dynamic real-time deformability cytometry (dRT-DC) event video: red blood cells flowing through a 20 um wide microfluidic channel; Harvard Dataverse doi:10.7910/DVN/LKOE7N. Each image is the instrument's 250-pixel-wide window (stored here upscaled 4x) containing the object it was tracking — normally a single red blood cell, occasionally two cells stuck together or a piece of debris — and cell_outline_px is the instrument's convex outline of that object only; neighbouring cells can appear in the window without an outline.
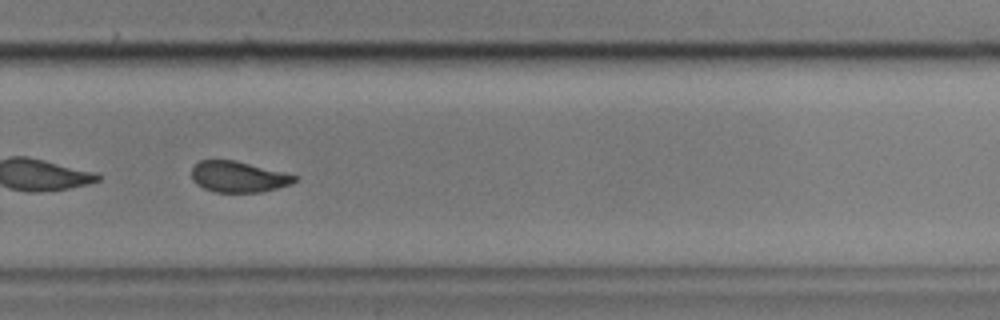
{"species": "common noctule bat (a hibernating species)", "species_latin": "Nyctalus noctula", "temperature_condition": "cold", "stored_images_in_passage": 43, "camera_frame_rate_fps": 3000, "um_per_image_px": 0.085, "animal": {"sex": "male", "body_mass_g": 17.9, "forearm_length_mm": 54.2}, "frame": {"image": 1, "passage_image": 25, "time_ms": 8.0, "image_size_px": [1000, 320], "cell_outline_px": [[300, 176], [292, 184], [260, 192], [216, 192], [204, 188], [196, 184], [192, 180], [192, 164], [200, 160], [236, 160]], "centroid_in_image_um": [20.25, 15.01], "position_along_channel_um": 309.5, "area_um2": 18.73}}
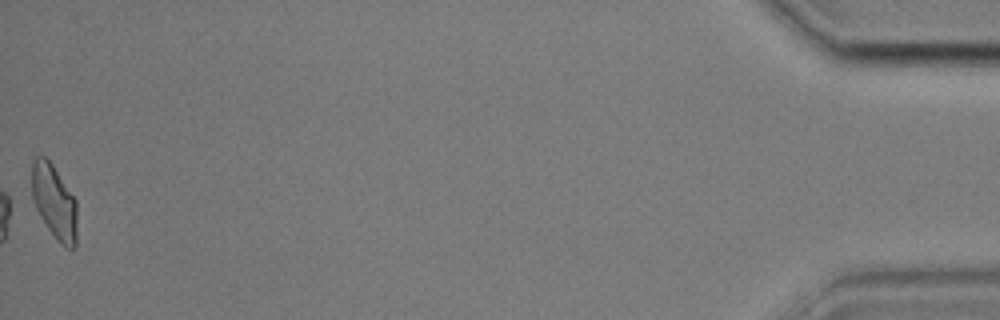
{"frame": {"image": 2, "passage_image": 43, "time_ms": 14.0, "image_size_px": [1000, 320], "cell_outline_px": [[76, 248], [64, 248], [60, 244], [48, 228], [40, 216], [36, 208], [32, 196], [32, 160], [36, 156], [44, 156], [52, 164], [76, 200]], "centroid_in_image_um": [4.61, 17.17], "position_along_channel_um": 430.6, "area_um2": 19.48}, "authors_computed_cell_mechanics": {"area_um2": 19.7676, "velocity_mm_per_s": 3.5902, "shape_relaxation_time_tau1_ms": 8.5663, "shape_relaxation_time_tau2_ms": 1.923, "deformation_change_tau1": 0.1621, "deformation_change_tau2": 0.0665}}